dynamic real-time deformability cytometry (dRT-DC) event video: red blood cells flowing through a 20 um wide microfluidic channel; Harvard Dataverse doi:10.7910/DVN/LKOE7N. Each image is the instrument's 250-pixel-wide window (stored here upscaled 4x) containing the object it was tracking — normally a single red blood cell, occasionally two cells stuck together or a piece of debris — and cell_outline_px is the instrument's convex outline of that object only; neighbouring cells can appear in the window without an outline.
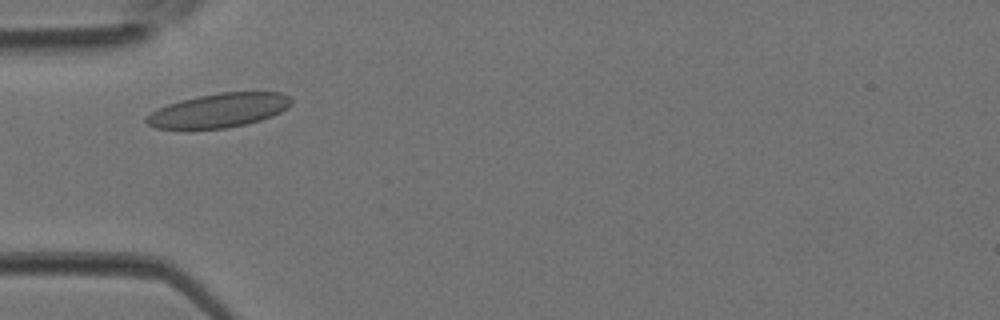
{"species": "Egyptian fruit bat (a non-hibernating species)", "species_latin": "Rousettus aegyptiacus", "temperature_condition": "room temperature", "stored_images_in_passage": 3, "camera_frame_rate_fps": 3000, "um_per_image_px": 0.085, "animal": {"sex": "female"}, "frame": {"image": 1, "passage_image": 2, "time_ms": 0.333, "image_size_px": [1000, 320], "cell_outline_px": [[292, 104], [280, 112], [272, 116], [260, 120], [244, 124], [224, 128], [156, 128], [148, 124], [144, 120], [144, 116], [156, 108], [180, 100], [220, 92], [280, 92], [288, 96], [292, 100]], "centroid_in_image_um": [18.58, 9.37], "position_along_channel_um": 66.4, "area_um2": 28.55}}
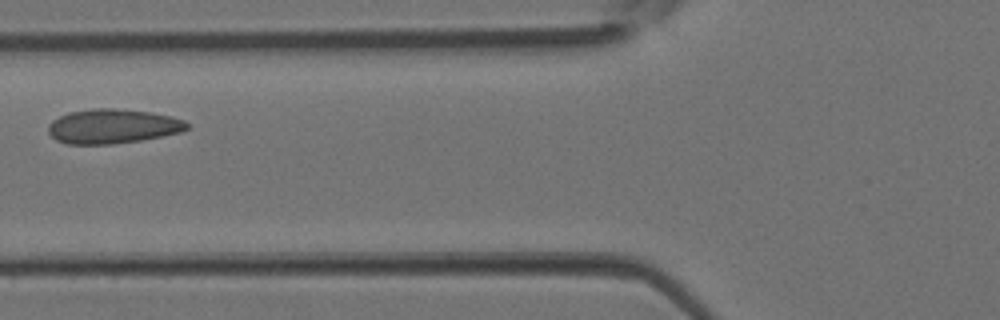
{"frame": {"image": 2, "passage_image": 3, "time_ms": 0.667, "image_size_px": [1000, 320], "cell_outline_px": [[188, 128], [180, 132], [140, 140], [112, 144], [68, 144], [56, 140], [48, 132], [48, 124], [52, 120], [68, 112], [92, 108], [116, 108], [148, 112], [172, 116], [184, 120], [188, 124]], "centroid_in_image_um": [9.54, 10.73], "position_along_channel_um": 116.3, "area_um2": 27.8}}